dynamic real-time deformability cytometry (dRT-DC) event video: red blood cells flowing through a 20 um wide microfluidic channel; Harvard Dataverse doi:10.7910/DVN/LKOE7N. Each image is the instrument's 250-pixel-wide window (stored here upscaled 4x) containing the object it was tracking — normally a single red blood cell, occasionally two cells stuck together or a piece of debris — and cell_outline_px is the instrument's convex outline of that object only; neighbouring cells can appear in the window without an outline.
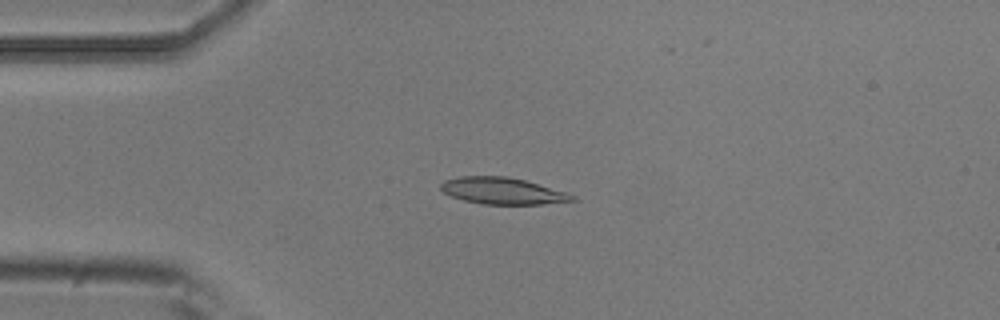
{"species": "common noctule bat (a hibernating species)", "species_latin": "Nyctalus noctula", "temperature_condition": "room temperature", "stored_images_in_passage": 4, "camera_frame_rate_fps": 3000, "um_per_image_px": 0.085, "animal": {"sex": "male", "body_mass_g": 20.5, "forearm_length_mm": 52.5}, "frame": {"image": 1, "passage_image": 2, "time_ms": 0.333, "image_size_px": [1000, 320], "cell_outline_px": [[580, 200], [544, 204], [480, 204], [464, 200], [452, 196], [444, 192], [440, 188], [440, 184], [444, 180], [460, 176], [508, 176], [524, 180], [568, 192], [576, 196]], "centroid_in_image_um": [42.76, 16.23], "position_along_channel_um": 42.2, "area_um2": 20.58}}
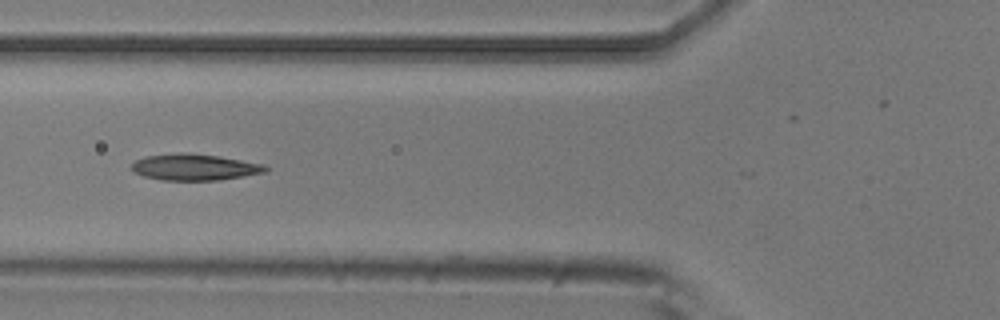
{"frame": {"image": 2, "passage_image": 4, "time_ms": 1.0, "image_size_px": [1000, 320], "cell_outline_px": [[268, 172], [220, 180], [160, 180], [144, 176], [132, 172], [132, 164], [136, 160], [144, 156], [180, 152], [188, 152], [216, 156], [264, 164], [268, 168]], "centroid_in_image_um": [16.52, 14.21], "position_along_channel_um": 109.3, "area_um2": 20.63}}